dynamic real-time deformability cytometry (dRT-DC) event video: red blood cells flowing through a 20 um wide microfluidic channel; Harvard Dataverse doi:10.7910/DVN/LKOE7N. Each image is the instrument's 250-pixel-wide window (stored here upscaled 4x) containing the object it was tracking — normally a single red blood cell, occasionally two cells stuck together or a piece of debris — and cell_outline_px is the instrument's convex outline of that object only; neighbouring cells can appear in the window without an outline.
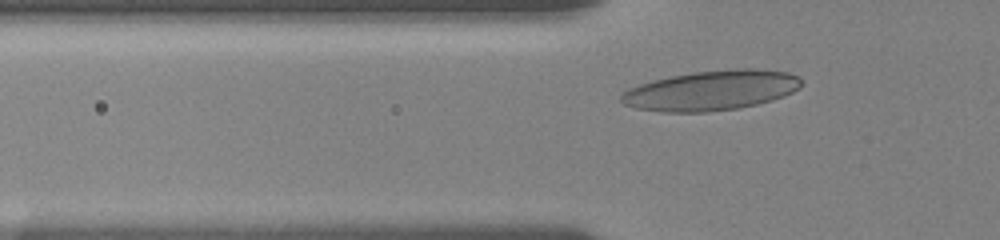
{"species": "human", "species_latin": "Homo sapiens", "temperature_condition": "room temperature", "stored_images_in_passage": 40, "camera_frame_rate_fps": 3000, "um_per_image_px": 0.085, "donor": {"sex": "female"}, "frame": {"image": 1, "passage_image": 9, "time_ms": 2.667, "image_size_px": [1000, 240], "cell_outline_px": [[804, 84], [800, 88], [784, 96], [772, 100], [756, 104], [736, 108], [708, 112], [664, 112], [636, 108], [624, 104], [620, 100], [620, 96], [628, 88], [652, 80], [692, 72], [736, 68], [752, 68], [788, 72], [800, 76], [804, 80]], "centroid_in_image_um": [60.5, 7.67], "position_along_channel_um": 65.3, "area_um2": 42.14}}
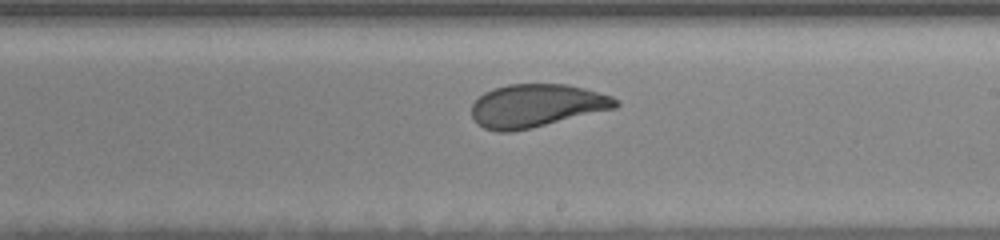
{"frame": {"image": 2, "passage_image": 24, "time_ms": 7.667, "image_size_px": [1000, 240], "cell_outline_px": [[620, 104], [616, 108], [532, 128], [512, 132], [496, 132], [484, 128], [476, 124], [472, 116], [472, 104], [484, 92], [492, 88], [508, 84], [568, 84], [584, 88], [612, 96], [620, 100]], "centroid_in_image_um": [45.59, 8.99], "position_along_channel_um": 243.4, "area_um2": 36.47}}
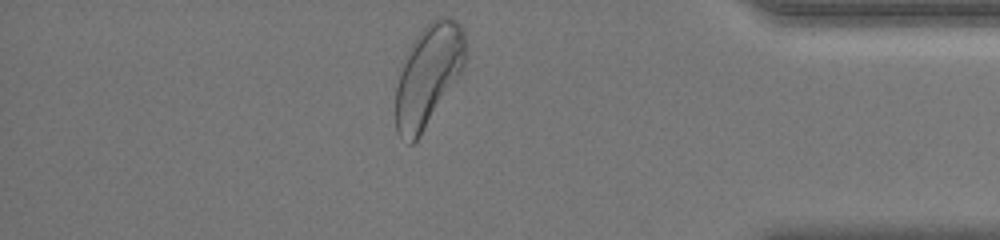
{"frame": {"image": 3, "passage_image": 39, "time_ms": 12.667, "image_size_px": [1000, 240], "cell_outline_px": [[464, 64], [460, 72], [420, 136], [412, 144], [408, 144], [396, 132], [396, 88], [404, 56], [408, 48], [416, 36], [436, 16], [448, 16], [456, 20], [460, 24], [464, 32]], "centroid_in_image_um": [36.37, 6.37], "position_along_channel_um": 398.8, "area_um2": 40.52}, "authors_computed_cell_mechanics": {"area_um2": 37.1365, "velocity_mm_per_s": 3.6057, "shape_relaxation_time_tau1_ms": 4.1174, "shape_relaxation_time_tau2_ms": null, "deformation_change_tau1": 0.1456, "deformation_change_tau2": null}}